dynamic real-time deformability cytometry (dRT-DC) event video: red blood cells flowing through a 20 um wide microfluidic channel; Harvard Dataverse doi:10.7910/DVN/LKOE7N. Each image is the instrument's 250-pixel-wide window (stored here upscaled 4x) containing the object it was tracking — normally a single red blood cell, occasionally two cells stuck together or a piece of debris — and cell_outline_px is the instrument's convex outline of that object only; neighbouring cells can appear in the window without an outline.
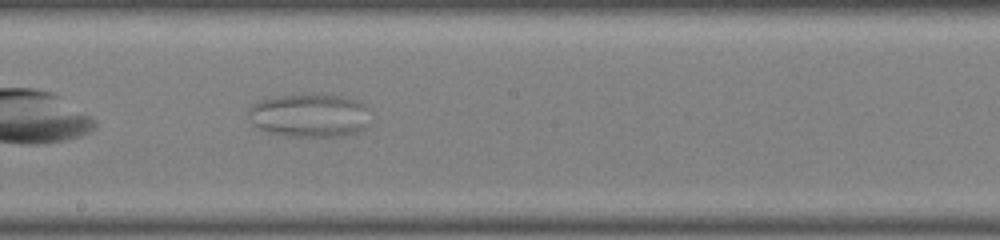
{"species": "common noctule bat (a hibernating species)", "species_latin": "Nyctalus noctula", "temperature_condition": "warm", "stored_images_in_passage": 28, "camera_frame_rate_fps": 3000, "um_per_image_px": 0.085, "animal": {"sex": "male", "body_mass_g": 19.0, "forearm_length_mm": 50.8}, "frame": {"image": 1, "passage_image": 13, "time_ms": 4.0, "image_size_px": [1000, 240], "cell_outline_px": [[372, 108], [368, 124], [360, 132], [344, 136], [288, 136], [272, 132], [260, 128], [252, 120], [248, 112], [260, 100], [276, 96], [308, 92], [312, 92], [344, 96], [356, 100]], "centroid_in_image_um": [26.44, 9.77], "position_along_channel_um": 221.8, "area_um2": 31.39}}
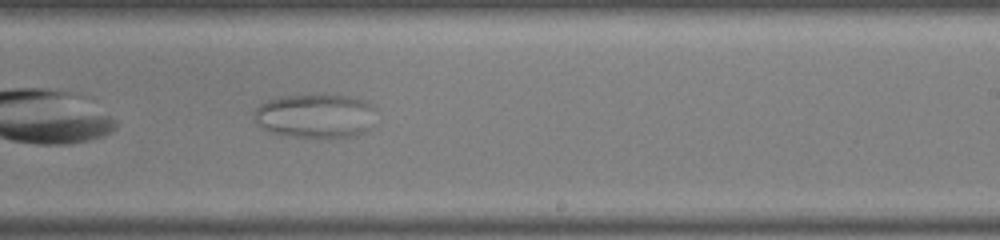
{"frame": {"image": 2, "passage_image": 16, "time_ms": 5.0, "image_size_px": [1000, 240], "cell_outline_px": [[376, 108], [372, 128], [368, 132], [356, 136], [292, 136], [272, 132], [260, 128], [256, 120], [256, 108], [260, 104], [268, 100], [280, 96], [316, 92], [348, 96], [364, 100], [372, 104]], "centroid_in_image_um": [26.88, 9.8], "position_along_channel_um": 262.1, "area_um2": 31.96}}